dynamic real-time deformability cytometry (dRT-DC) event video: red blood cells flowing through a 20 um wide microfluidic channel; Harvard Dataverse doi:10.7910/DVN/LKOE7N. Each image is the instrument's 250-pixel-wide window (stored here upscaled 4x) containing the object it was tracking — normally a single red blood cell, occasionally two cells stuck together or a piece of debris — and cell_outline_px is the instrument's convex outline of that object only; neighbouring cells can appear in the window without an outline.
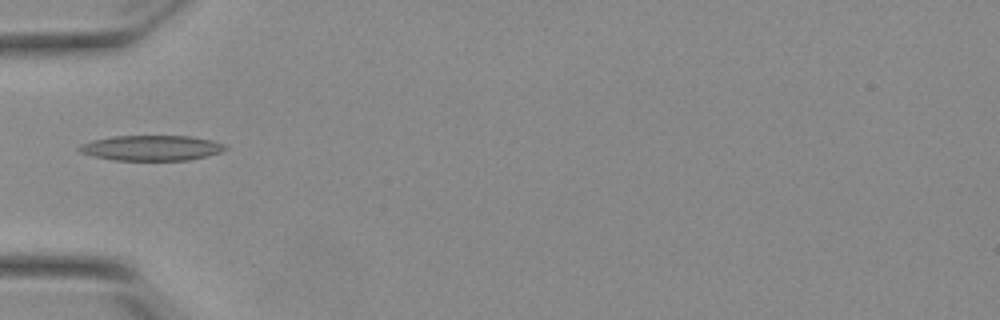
{"species": "Egyptian fruit bat (a non-hibernating species)", "species_latin": "Rousettus aegyptiacus", "temperature_condition": "warm", "stored_images_in_passage": 19, "camera_frame_rate_fps": 3000, "um_per_image_px": 0.085, "animal": {"sex": "female"}, "frame": {"image": 1, "passage_image": 1, "time_ms": 0.0, "image_size_px": [1000, 320], "cell_outline_px": [[228, 148], [220, 152], [188, 160], [112, 160], [92, 156], [80, 152], [76, 148], [80, 144], [92, 140], [112, 136], [192, 136], [212, 140], [224, 144]], "centroid_in_image_um": [12.83, 12.57], "position_along_channel_um": 72.2, "area_um2": 21.56}}
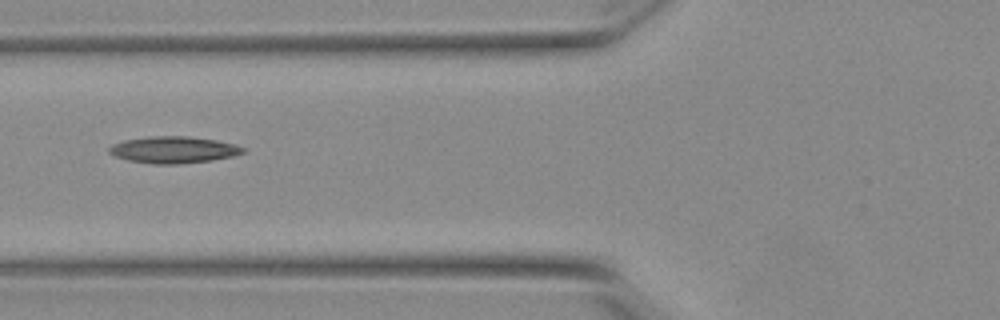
{"frame": {"image": 2, "passage_image": 4, "time_ms": 1.0, "image_size_px": [1000, 320], "cell_outline_px": [[248, 148], [244, 152], [232, 156], [212, 160], [176, 164], [152, 164], [128, 160], [116, 156], [108, 152], [108, 148], [112, 144], [124, 140], [148, 136], [188, 136], [216, 140], [236, 144]], "centroid_in_image_um": [14.76, 12.72], "position_along_channel_um": 111.0, "area_um2": 20.92}}